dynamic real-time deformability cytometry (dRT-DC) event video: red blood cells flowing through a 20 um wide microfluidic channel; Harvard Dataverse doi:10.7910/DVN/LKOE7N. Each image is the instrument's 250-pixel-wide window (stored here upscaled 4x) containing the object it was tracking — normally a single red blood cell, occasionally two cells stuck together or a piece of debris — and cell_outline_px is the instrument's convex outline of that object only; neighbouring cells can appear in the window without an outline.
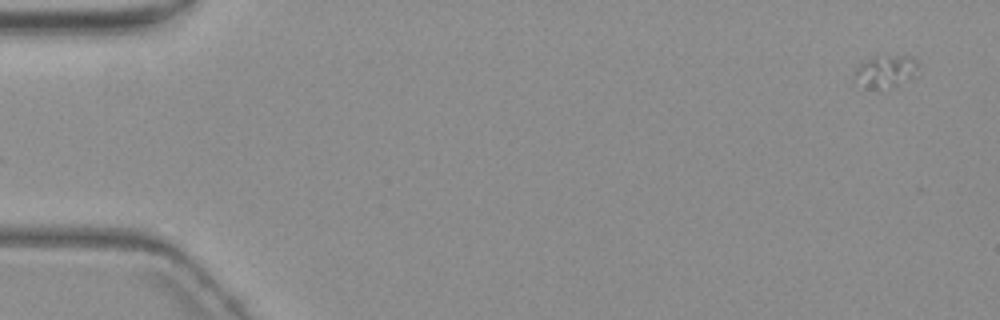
{"species": "common noctule bat (a hibernating species)", "species_latin": "Nyctalus noctula", "temperature_condition": "warm", "stored_images_in_passage": 15, "camera_frame_rate_fps": 3000, "um_per_image_px": 0.085, "animal": {"sex": "female", "body_mass_g": 19.3, "forearm_length_mm": 54.1}, "frame": {"image": 1, "passage_image": 1, "time_ms": 0.0, "image_size_px": [1000, 320], "cell_outline_px": [[916, 68], [912, 76], [896, 84], [876, 88], [872, 88], [856, 72], [856, 68], [860, 64], [876, 56], [912, 56], [916, 60]], "centroid_in_image_um": [75.37, 5.97], "position_along_channel_um": 9.6, "area_um2": 10.46}}